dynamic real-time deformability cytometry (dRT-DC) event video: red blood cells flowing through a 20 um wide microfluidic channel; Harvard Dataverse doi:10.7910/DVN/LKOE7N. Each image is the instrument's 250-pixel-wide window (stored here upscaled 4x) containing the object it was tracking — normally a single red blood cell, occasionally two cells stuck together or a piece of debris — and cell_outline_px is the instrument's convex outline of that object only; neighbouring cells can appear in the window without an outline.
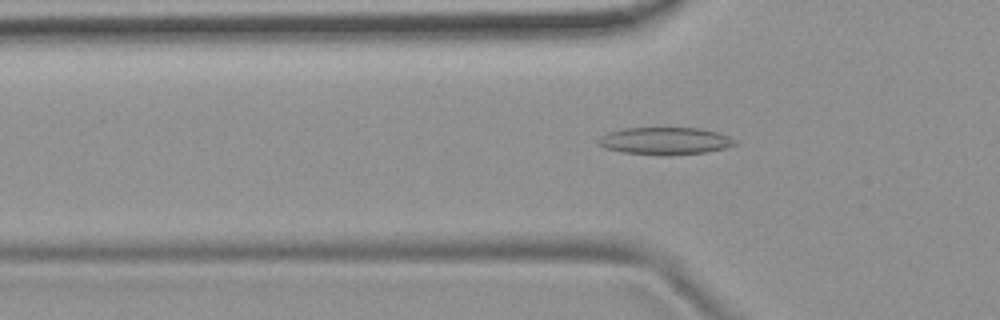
{"species": "common noctule bat (a hibernating species)", "species_latin": "Nyctalus noctula", "temperature_condition": "room temperature", "stored_images_in_passage": 46, "camera_frame_rate_fps": 3000, "um_per_image_px": 0.085, "animal": {"sex": "female", "body_mass_g": 19.9}, "frame": {"image": 1, "passage_image": 12, "time_ms": 3.667, "image_size_px": [1000, 320], "cell_outline_px": [[740, 144], [724, 148], [704, 152], [668, 156], [660, 156], [620, 152], [604, 148], [596, 144], [596, 140], [600, 136], [624, 128], [700, 128], [716, 132], [728, 136], [736, 140]], "centroid_in_image_um": [56.51, 12.0], "position_along_channel_um": 69.3, "area_um2": 22.02}}
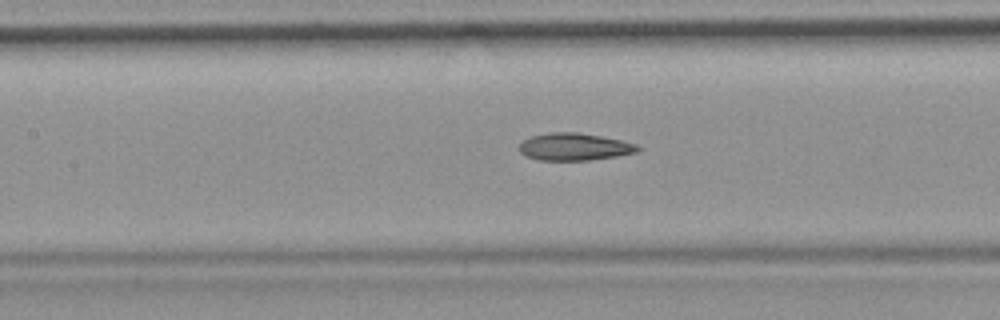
{"frame": {"image": 2, "passage_image": 19, "time_ms": 6.0, "image_size_px": [1000, 320], "cell_outline_px": [[640, 148], [636, 152], [616, 156], [588, 160], [540, 160], [528, 156], [520, 152], [520, 144], [524, 140], [532, 136], [552, 132], [576, 132], [600, 136], [620, 140], [636, 144]], "centroid_in_image_um": [48.82, 12.47], "position_along_channel_um": 158.6, "area_um2": 18.5}}
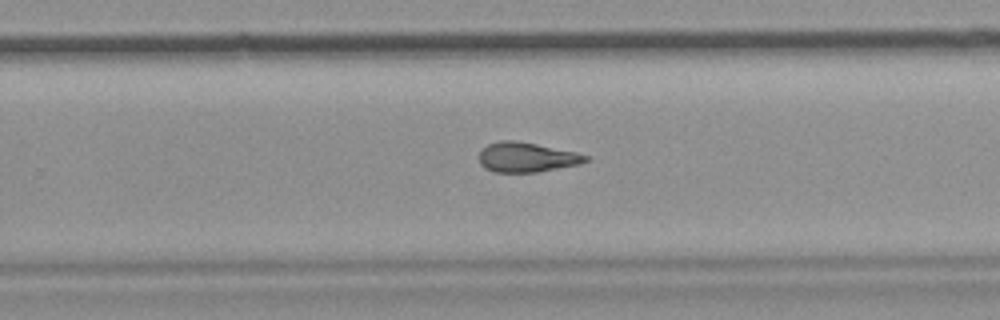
{"frame": {"image": 3, "passage_image": 29, "time_ms": 9.333, "image_size_px": [1000, 320], "cell_outline_px": [[588, 160], [580, 164], [536, 172], [496, 172], [480, 164], [480, 148], [488, 144], [500, 140], [516, 140], [576, 152], [588, 156]], "centroid_in_image_um": [44.75, 13.35], "position_along_channel_um": 285.0, "area_um2": 18.32}, "authors_computed_cell_mechanics": {"area_um2": 18.8717, "velocity_mm_per_s": 3.8149, "shape_relaxation_time_tau1_ms": null, "shape_relaxation_time_tau2_ms": 3.8734, "deformation_change_tau1": null, "deformation_change_tau2": 0.1266}}